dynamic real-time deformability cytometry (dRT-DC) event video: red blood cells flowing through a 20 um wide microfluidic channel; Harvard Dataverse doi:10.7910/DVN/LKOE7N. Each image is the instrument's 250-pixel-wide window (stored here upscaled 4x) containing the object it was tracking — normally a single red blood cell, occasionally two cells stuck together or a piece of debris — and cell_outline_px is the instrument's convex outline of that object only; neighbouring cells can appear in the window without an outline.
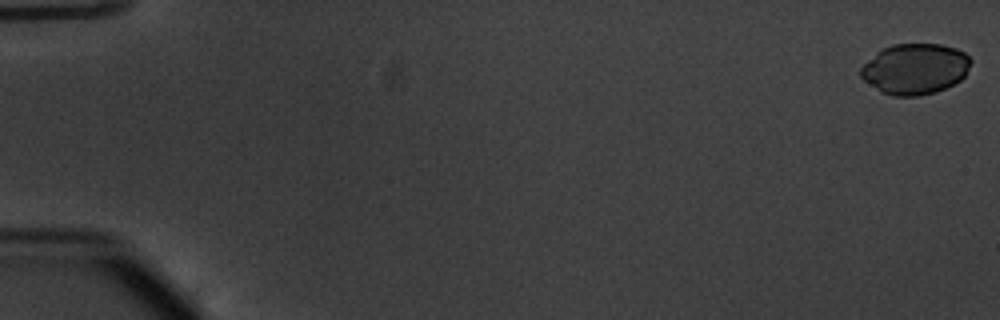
{"species": "common noctule bat (a hibernating species)", "species_latin": "Nyctalus noctula", "temperature_condition": "warm", "stored_images_in_passage": 13, "camera_frame_rate_fps": 3000, "um_per_image_px": 0.085, "animal": {"sex": "male", "body_mass_g": 20.1, "forearm_length_mm": 53.5}, "frame": {"image": 1, "passage_image": 1, "time_ms": 0.0, "image_size_px": [1000, 320], "cell_outline_px": [[972, 60], [964, 76], [960, 80], [936, 92], [920, 96], [892, 96], [880, 92], [864, 80], [860, 76], [860, 68], [868, 60], [884, 48], [892, 44], [940, 44], [956, 48], [964, 52]], "centroid_in_image_um": [77.77, 5.86], "position_along_channel_um": 7.2, "area_um2": 32.43}}